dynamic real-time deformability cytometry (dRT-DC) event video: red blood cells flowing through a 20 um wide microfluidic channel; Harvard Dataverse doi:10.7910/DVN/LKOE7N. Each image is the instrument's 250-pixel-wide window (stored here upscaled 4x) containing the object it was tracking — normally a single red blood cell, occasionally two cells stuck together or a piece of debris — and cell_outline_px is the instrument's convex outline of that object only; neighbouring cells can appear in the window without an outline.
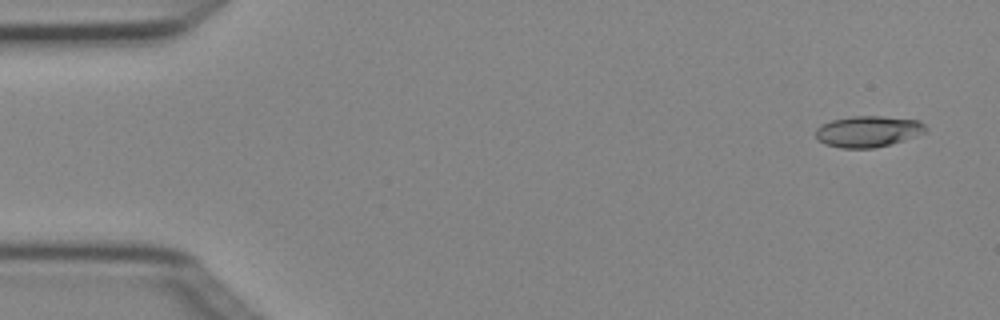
{"species": "Egyptian fruit bat (a non-hibernating species)", "species_latin": "Rousettus aegyptiacus", "temperature_condition": "cold", "stored_images_in_passage": 5, "camera_frame_rate_fps": 3000, "um_per_image_px": 0.085, "animal": {"sex": "female"}, "frame": {"image": 1, "passage_image": 1, "time_ms": 0.0, "image_size_px": [1000, 320], "cell_outline_px": [[928, 132], [892, 144], [872, 148], [840, 148], [824, 144], [816, 136], [816, 128], [820, 124], [832, 120], [848, 116], [884, 116], [920, 120], [928, 128]], "centroid_in_image_um": [73.81, 11.16], "position_along_channel_um": 11.2, "area_um2": 20.29}}
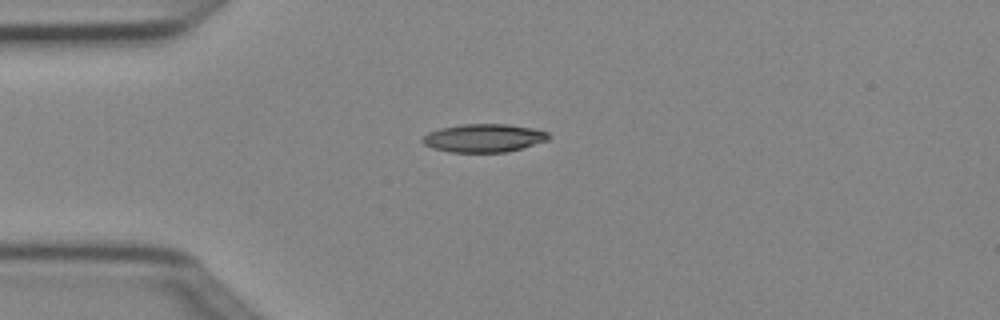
{"frame": {"image": 2, "passage_image": 4, "time_ms": 1.0, "image_size_px": [1000, 320], "cell_outline_px": [[548, 140], [508, 152], [452, 152], [432, 148], [424, 144], [420, 140], [428, 132], [440, 128], [464, 124], [504, 124], [532, 128], [548, 132]], "centroid_in_image_um": [41.09, 11.73], "position_along_channel_um": 43.9, "area_um2": 20.58}}
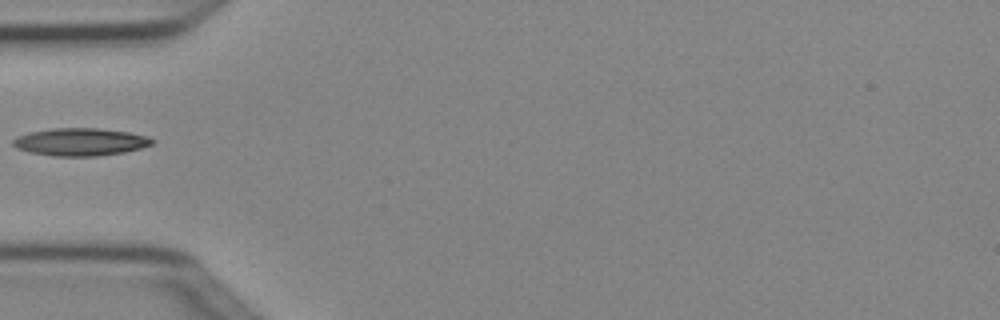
{"frame": {"image": 3, "passage_image": 5, "time_ms": 1.333, "image_size_px": [1000, 320], "cell_outline_px": [[152, 144], [140, 148], [124, 152], [96, 156], [52, 156], [28, 152], [16, 148], [12, 144], [12, 140], [16, 136], [28, 132], [52, 128], [100, 128], [128, 132], [148, 136], [152, 140]], "centroid_in_image_um": [6.77, 12.06], "position_along_channel_um": 78.2, "area_um2": 22.48}}